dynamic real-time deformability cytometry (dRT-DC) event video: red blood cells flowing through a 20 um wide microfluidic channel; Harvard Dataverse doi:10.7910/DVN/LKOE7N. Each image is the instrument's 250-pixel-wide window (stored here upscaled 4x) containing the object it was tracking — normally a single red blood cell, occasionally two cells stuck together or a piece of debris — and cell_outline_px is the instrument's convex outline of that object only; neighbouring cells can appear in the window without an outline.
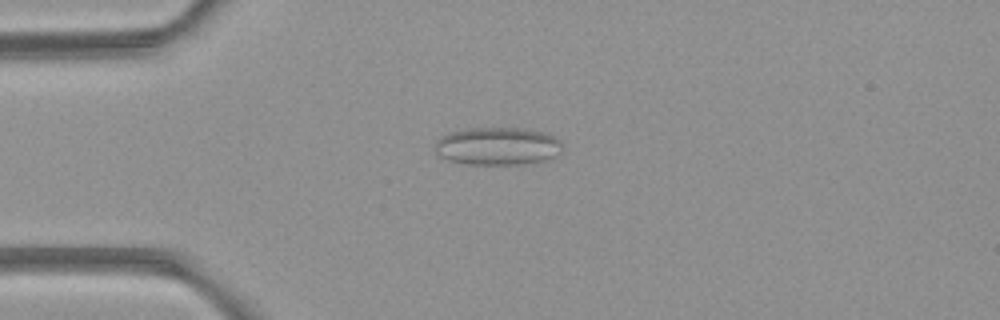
{"species": "common noctule bat (a hibernating species)", "species_latin": "Nyctalus noctula", "temperature_condition": "room temperature", "stored_images_in_passage": 3, "camera_frame_rate_fps": 3000, "um_per_image_px": 0.085, "animal": {"sex": "female", "body_mass_g": 21.9}, "frame": {"image": 1, "passage_image": 3, "time_ms": 2.333, "image_size_px": [1000, 320], "cell_outline_px": [[560, 152], [556, 156], [548, 160], [520, 164], [468, 164], [448, 160], [440, 156], [436, 152], [436, 140], [440, 136], [448, 132], [468, 128], [516, 128], [544, 132], [560, 140]], "centroid_in_image_um": [42.27, 12.42], "position_along_channel_um": 42.7, "area_um2": 28.03}}